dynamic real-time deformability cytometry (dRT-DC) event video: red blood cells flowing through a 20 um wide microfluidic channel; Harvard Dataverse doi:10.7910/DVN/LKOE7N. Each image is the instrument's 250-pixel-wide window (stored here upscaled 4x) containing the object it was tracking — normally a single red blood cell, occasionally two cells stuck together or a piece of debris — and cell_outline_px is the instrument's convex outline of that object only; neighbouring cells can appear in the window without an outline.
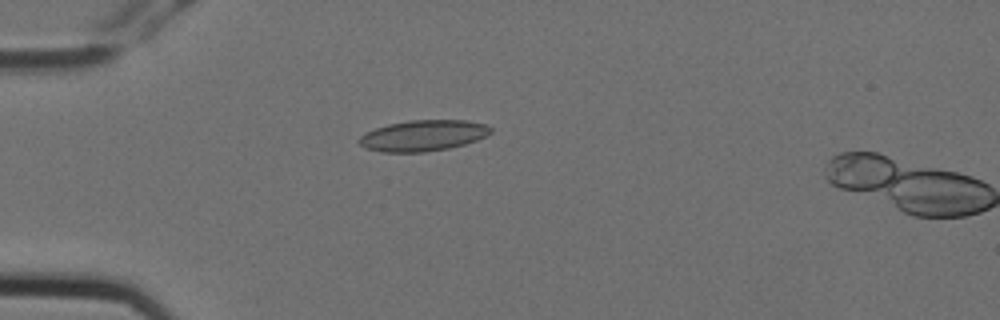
{"species": "Egyptian fruit bat (a non-hibernating species)", "species_latin": "Rousettus aegyptiacus", "temperature_condition": "cold", "stored_images_in_passage": 2, "camera_frame_rate_fps": 3000, "um_per_image_px": 0.085, "animal": {"sex": "female"}, "frame": {"image": 1, "passage_image": 1, "time_ms": 0.0, "image_size_px": [1000, 320], "cell_outline_px": [[492, 132], [476, 140], [464, 144], [448, 148], [424, 152], [380, 152], [364, 148], [356, 140], [364, 132], [388, 124], [408, 120], [468, 120], [484, 124], [492, 128]], "centroid_in_image_um": [35.91, 11.52], "position_along_channel_um": 49.1, "area_um2": 23.81}}